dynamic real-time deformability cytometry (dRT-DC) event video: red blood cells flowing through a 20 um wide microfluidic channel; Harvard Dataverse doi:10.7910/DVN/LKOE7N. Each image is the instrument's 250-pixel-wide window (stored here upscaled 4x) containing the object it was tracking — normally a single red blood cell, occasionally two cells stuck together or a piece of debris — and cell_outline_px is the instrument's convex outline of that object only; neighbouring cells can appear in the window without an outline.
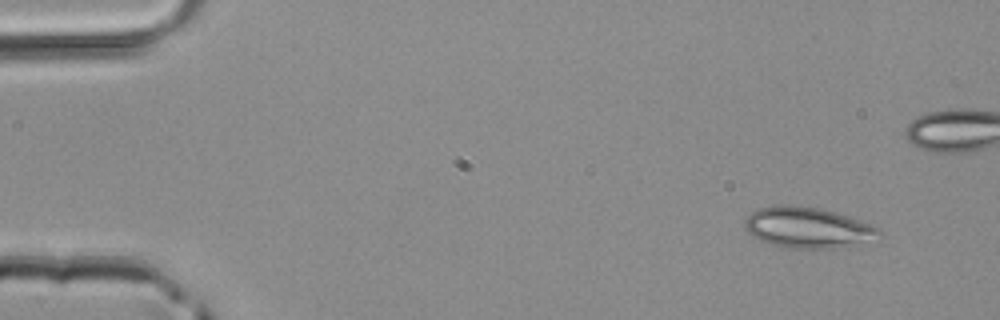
{"species": "common noctule bat (a hibernating species)", "species_latin": "Nyctalus noctula", "temperature_condition": "room temperature", "stored_images_in_passage": 4, "camera_frame_rate_fps": 3000, "um_per_image_px": 0.085, "animal": {"sex": "male", "body_mass_g": 20.4}, "frame": {"image": 1, "passage_image": 1, "time_ms": 0.0, "image_size_px": [1000, 320], "cell_outline_px": [[884, 236], [836, 248], [788, 248], [772, 244], [760, 240], [748, 232], [744, 228], [744, 220], [752, 212], [760, 208], [780, 204], [796, 204], [820, 208], [848, 216], [880, 228], [884, 232]], "centroid_in_image_um": [68.65, 19.33], "position_along_channel_um": 16.3, "area_um2": 31.91}}